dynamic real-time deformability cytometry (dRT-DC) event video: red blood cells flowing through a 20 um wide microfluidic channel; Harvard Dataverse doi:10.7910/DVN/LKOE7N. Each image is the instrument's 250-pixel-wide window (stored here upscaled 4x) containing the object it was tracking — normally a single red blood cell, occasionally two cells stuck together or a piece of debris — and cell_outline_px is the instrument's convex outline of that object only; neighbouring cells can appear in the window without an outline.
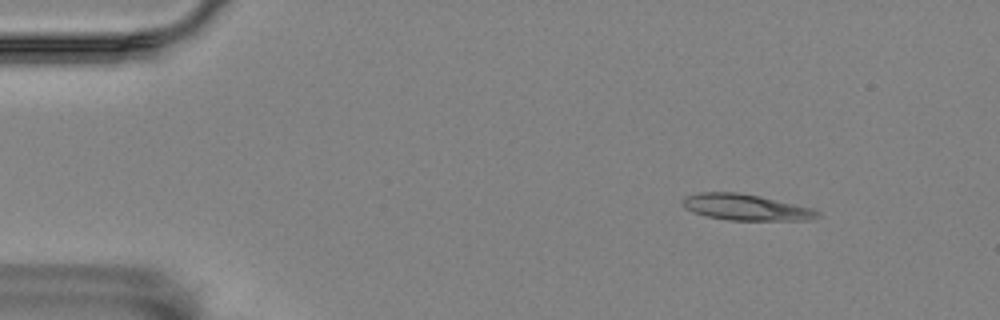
{"species": "Egyptian fruit bat (a non-hibernating species)", "species_latin": "Rousettus aegyptiacus", "temperature_condition": "room temperature", "stored_images_in_passage": 53, "camera_frame_rate_fps": 3000, "um_per_image_px": 0.085, "animal": {"sex": "female"}, "frame": {"image": 1, "passage_image": 3, "time_ms": 0.667, "image_size_px": [1000, 320], "cell_outline_px": [[820, 216], [808, 220], [728, 220], [708, 216], [692, 212], [684, 208], [680, 204], [680, 200], [684, 196], [700, 192], [736, 192], [760, 196], [812, 208], [820, 212]], "centroid_in_image_um": [63.33, 17.61], "position_along_channel_um": 21.7, "area_um2": 20.63}}
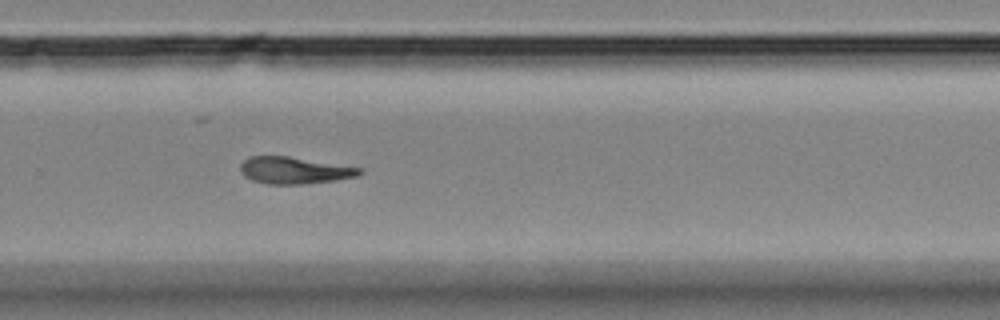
{"frame": {"image": 2, "passage_image": 34, "time_ms": 11.0, "image_size_px": [1000, 320], "cell_outline_px": [[364, 172], [356, 176], [336, 180], [300, 184], [268, 184], [252, 180], [244, 176], [240, 172], [240, 164], [248, 156], [288, 156], [364, 168]], "centroid_in_image_um": [25.01, 14.47], "position_along_channel_um": 304.8, "area_um2": 18.73}}
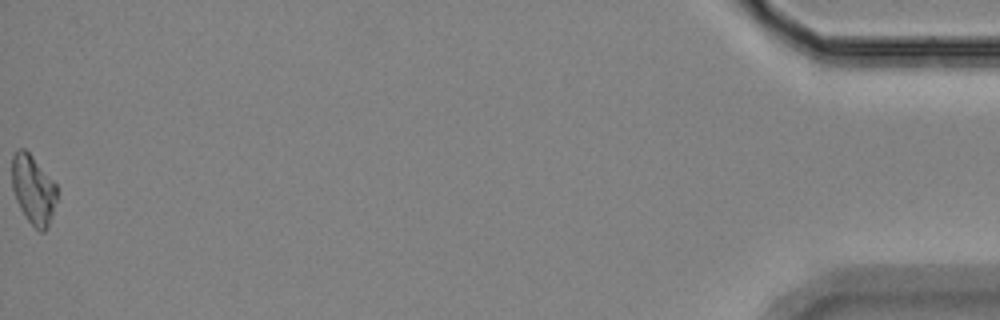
{"frame": {"image": 3, "passage_image": 53, "time_ms": 17.333, "image_size_px": [1000, 320], "cell_outline_px": [[56, 200], [52, 216], [48, 228], [44, 232], [40, 232], [28, 220], [20, 208], [16, 200], [12, 188], [12, 156], [20, 148], [24, 148], [32, 156], [56, 184]], "centroid_in_image_um": [2.82, 16.13], "position_along_channel_um": 432.4, "area_um2": 17.92}}